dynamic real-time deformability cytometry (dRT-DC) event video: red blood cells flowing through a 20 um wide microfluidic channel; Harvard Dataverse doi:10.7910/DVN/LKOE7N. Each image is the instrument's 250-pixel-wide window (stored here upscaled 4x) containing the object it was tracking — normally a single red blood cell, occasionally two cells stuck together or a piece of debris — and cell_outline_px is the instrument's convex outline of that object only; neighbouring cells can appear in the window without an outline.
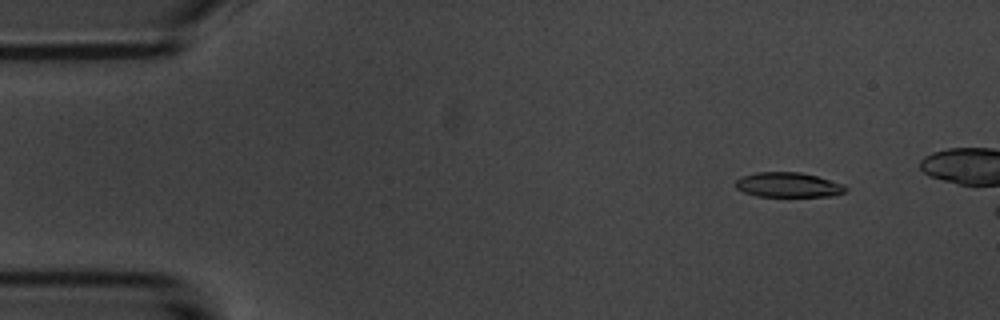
{"species": "common noctule bat (a hibernating species)", "species_latin": "Nyctalus noctula", "temperature_condition": "room temperature", "stored_images_in_passage": 9, "camera_frame_rate_fps": 3000, "um_per_image_px": 0.085, "animal": {"sex": "male", "body_mass_g": 20.1, "forearm_length_mm": 53.5}, "frame": {"image": 1, "passage_image": 1, "time_ms": 0.0, "image_size_px": [1000, 320], "cell_outline_px": [[848, 188], [844, 192], [828, 196], [756, 196], [744, 192], [736, 188], [736, 180], [740, 176], [756, 172], [800, 172], [816, 176], [844, 184]], "centroid_in_image_um": [66.97, 15.7], "position_along_channel_um": 18.0, "area_um2": 15.84}}
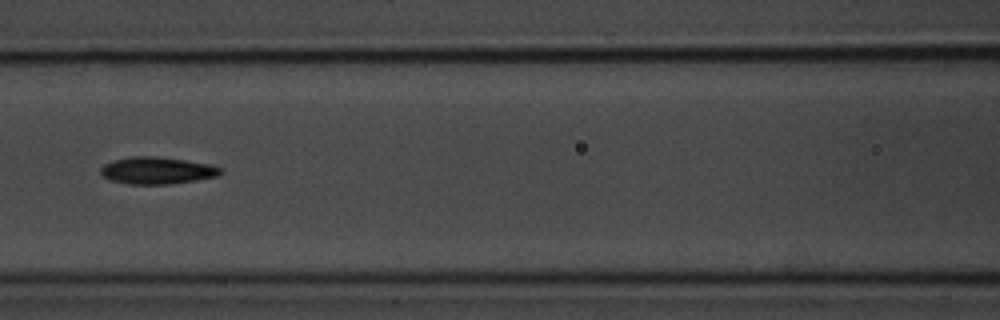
{"frame": {"image": 2, "passage_image": 6, "time_ms": 6.0, "image_size_px": [1000, 320], "cell_outline_px": [[224, 172], [220, 176], [196, 180], [168, 184], [128, 184], [112, 180], [104, 176], [100, 172], [100, 168], [104, 164], [112, 160], [132, 156], [156, 156], [184, 160], [208, 164], [224, 168]], "centroid_in_image_um": [13.38, 14.49], "position_along_channel_um": 153.2, "area_um2": 18.96}}
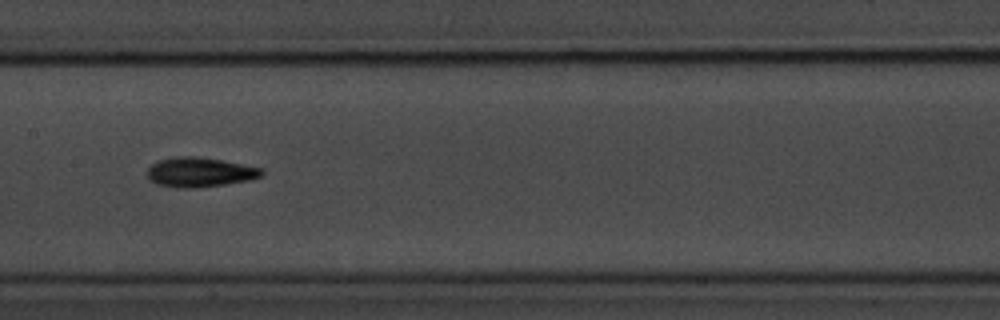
{"frame": {"image": 3, "passage_image": 7, "time_ms": 7.0, "image_size_px": [1000, 320], "cell_outline_px": [[264, 172], [260, 176], [248, 180], [224, 184], [196, 188], [176, 188], [156, 184], [148, 180], [148, 168], [152, 164], [160, 160], [176, 156], [196, 156], [220, 160], [264, 168]], "centroid_in_image_um": [16.95, 14.64], "position_along_channel_um": 190.4, "area_um2": 19.71}}